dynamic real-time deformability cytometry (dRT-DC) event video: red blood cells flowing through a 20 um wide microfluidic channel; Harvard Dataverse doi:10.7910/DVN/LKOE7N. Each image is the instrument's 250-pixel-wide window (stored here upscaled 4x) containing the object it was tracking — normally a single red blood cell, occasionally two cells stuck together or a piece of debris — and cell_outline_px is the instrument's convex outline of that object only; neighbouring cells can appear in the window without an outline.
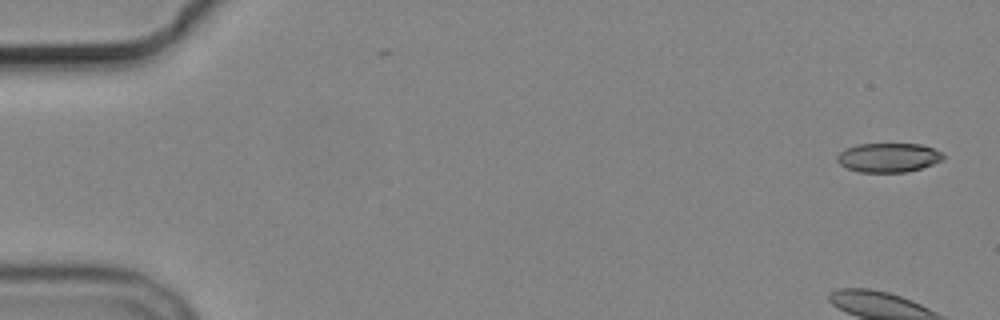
{"species": "common noctule bat (a hibernating species)", "species_latin": "Nyctalus noctula", "temperature_condition": "cold", "stored_images_in_passage": 6, "camera_frame_rate_fps": 3000, "um_per_image_px": 0.085, "animal": {"sex": "male", "body_mass_g": 19.2, "forearm_length_mm": 51.8}, "frame": {"image": 1, "passage_image": 1, "time_ms": 0.0, "image_size_px": [1000, 320], "cell_outline_px": [[944, 160], [908, 172], [860, 172], [848, 168], [840, 164], [836, 160], [836, 156], [840, 152], [856, 144], [920, 144], [932, 148], [940, 152], [944, 156]], "centroid_in_image_um": [75.51, 13.39], "position_along_channel_um": 9.5, "area_um2": 17.92}}